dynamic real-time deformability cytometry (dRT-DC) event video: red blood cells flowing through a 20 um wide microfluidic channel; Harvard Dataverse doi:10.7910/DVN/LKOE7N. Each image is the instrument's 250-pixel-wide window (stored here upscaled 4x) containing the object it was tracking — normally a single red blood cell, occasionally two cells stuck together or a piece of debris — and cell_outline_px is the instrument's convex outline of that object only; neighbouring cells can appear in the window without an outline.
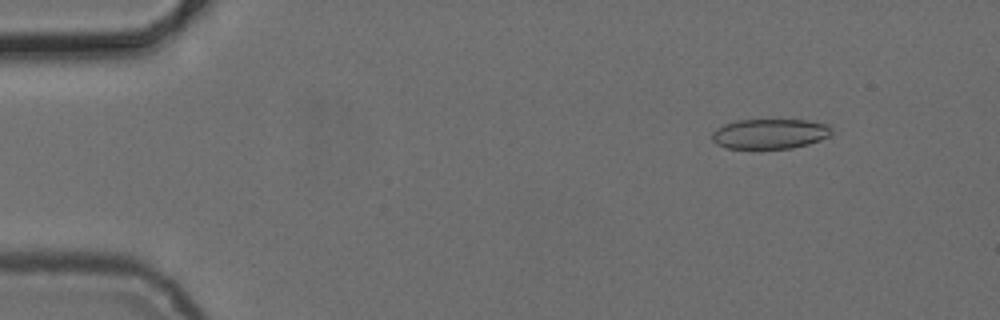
{"species": "common noctule bat (a hibernating species)", "species_latin": "Nyctalus noctula", "temperature_condition": "cold", "stored_images_in_passage": 4, "camera_frame_rate_fps": 3000, "um_per_image_px": 0.085, "animal": {"sex": "female", "body_mass_g": 24.6, "forearm_length_mm": 56.2}, "frame": {"image": 1, "passage_image": 2, "time_ms": 1.333, "image_size_px": [1000, 320], "cell_outline_px": [[832, 132], [828, 136], [820, 140], [808, 144], [792, 148], [728, 148], [716, 144], [712, 140], [712, 132], [716, 128], [724, 124], [736, 120], [808, 120], [828, 124], [832, 128]], "centroid_in_image_um": [65.43, 11.36], "position_along_channel_um": 19.6, "area_um2": 20.92}}
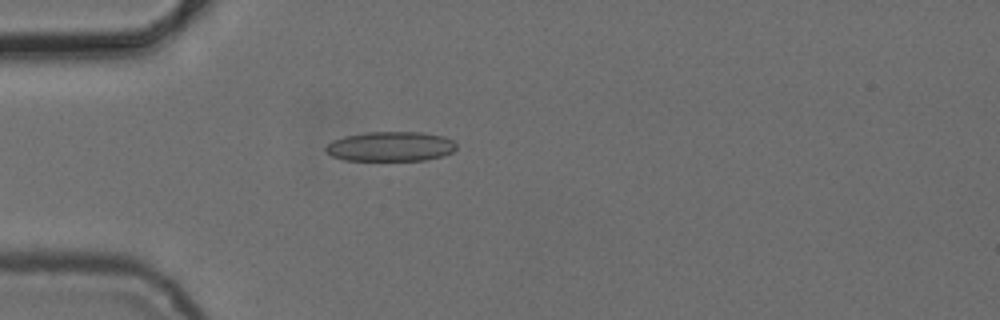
{"frame": {"image": 2, "passage_image": 4, "time_ms": 4.333, "image_size_px": [1000, 320], "cell_outline_px": [[456, 148], [452, 152], [444, 156], [424, 160], [344, 160], [332, 156], [324, 148], [332, 140], [344, 136], [368, 132], [424, 132], [444, 136], [452, 140], [456, 144]], "centroid_in_image_um": [33.21, 12.44], "position_along_channel_um": 51.8, "area_um2": 22.66}}